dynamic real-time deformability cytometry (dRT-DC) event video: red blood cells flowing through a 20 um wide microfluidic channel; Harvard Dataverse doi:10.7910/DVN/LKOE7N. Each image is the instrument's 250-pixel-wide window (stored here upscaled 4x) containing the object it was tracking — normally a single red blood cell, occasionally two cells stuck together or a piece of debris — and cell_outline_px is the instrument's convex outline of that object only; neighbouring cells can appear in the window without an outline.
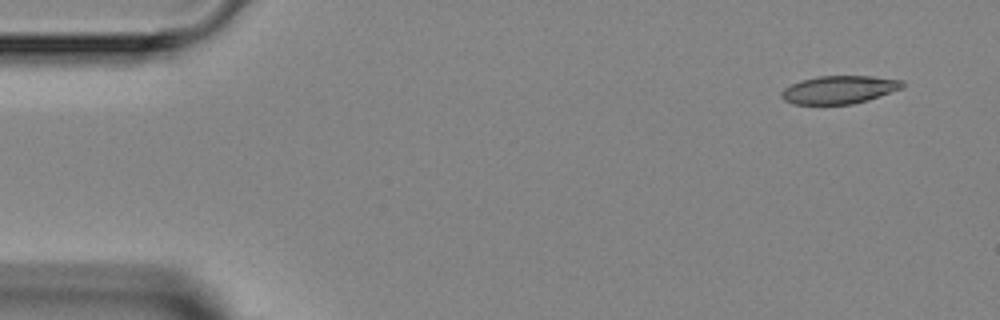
{"species": "Egyptian fruit bat (a non-hibernating species)", "species_latin": "Rousettus aegyptiacus", "temperature_condition": "room temperature", "stored_images_in_passage": 5, "camera_frame_rate_fps": 3000, "um_per_image_px": 0.085, "animal": {"sex": "female"}, "frame": {"image": 1, "passage_image": 1, "time_ms": 0.0, "image_size_px": [1000, 320], "cell_outline_px": [[904, 88], [868, 100], [852, 104], [792, 104], [784, 100], [780, 96], [780, 92], [784, 88], [800, 80], [816, 76], [872, 76], [904, 80]], "centroid_in_image_um": [71.33, 7.62], "position_along_channel_um": 13.7, "area_um2": 19.94}}